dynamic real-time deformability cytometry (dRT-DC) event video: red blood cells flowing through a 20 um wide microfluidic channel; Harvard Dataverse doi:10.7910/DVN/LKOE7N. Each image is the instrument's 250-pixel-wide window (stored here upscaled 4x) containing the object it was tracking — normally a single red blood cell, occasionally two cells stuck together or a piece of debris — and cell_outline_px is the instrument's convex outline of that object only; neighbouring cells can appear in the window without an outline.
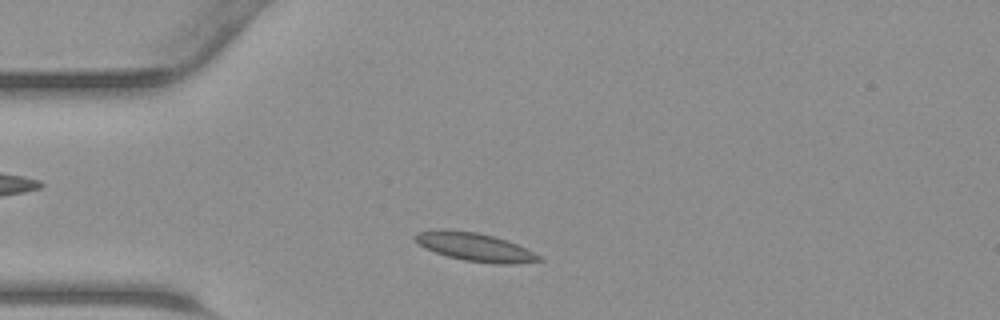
{"species": "common noctule bat (a hibernating species)", "species_latin": "Nyctalus noctula", "temperature_condition": "warm", "stored_images_in_passage": 33, "camera_frame_rate_fps": 3000, "um_per_image_px": 0.085, "animal": {"sex": "male", "body_mass_g": 23.1, "forearm_length_mm": 52.7}, "frame": {"image": 1, "passage_image": 4, "time_ms": 1.0, "image_size_px": [1000, 320], "cell_outline_px": [[544, 260], [516, 264], [496, 264], [464, 260], [448, 256], [424, 248], [412, 240], [412, 236], [416, 232], [436, 228], [448, 228], [476, 232], [508, 240], [540, 256]], "centroid_in_image_um": [40.27, 20.97], "position_along_channel_um": 44.7, "area_um2": 20.75}}
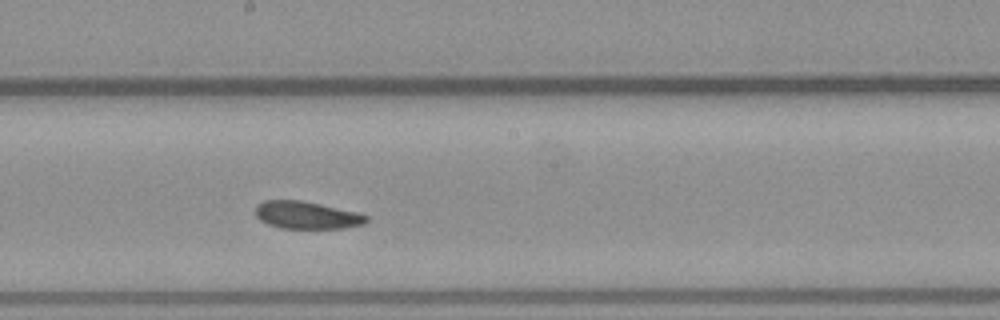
{"frame": {"image": 2, "passage_image": 17, "time_ms": 5.333, "image_size_px": [1000, 320], "cell_outline_px": [[368, 220], [364, 224], [344, 228], [280, 228], [268, 224], [260, 220], [256, 216], [256, 204], [264, 200], [300, 200], [320, 204], [356, 212], [368, 216]], "centroid_in_image_um": [26.05, 18.28], "position_along_channel_um": 222.2, "area_um2": 17.69}}
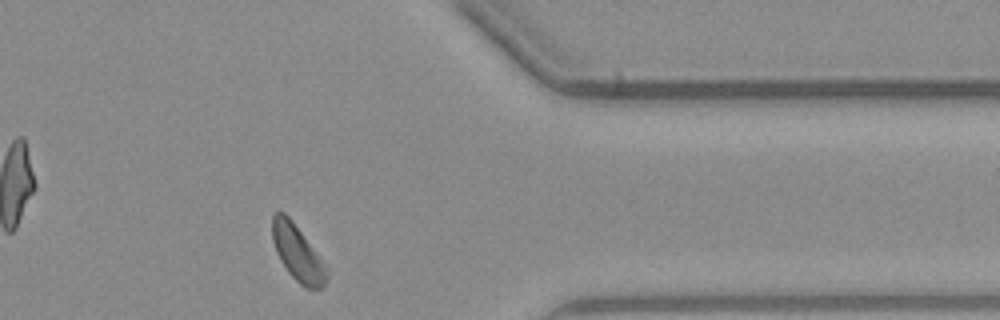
{"frame": {"image": 3, "passage_image": 29, "time_ms": 9.333, "image_size_px": [1000, 320], "cell_outline_px": [[328, 276], [324, 284], [320, 288], [304, 288], [288, 272], [280, 260], [276, 252], [272, 240], [272, 216], [276, 212], [284, 212], [292, 220], [320, 260]], "centroid_in_image_um": [25.22, 21.5], "position_along_channel_um": 386.2, "area_um2": 16.94}}